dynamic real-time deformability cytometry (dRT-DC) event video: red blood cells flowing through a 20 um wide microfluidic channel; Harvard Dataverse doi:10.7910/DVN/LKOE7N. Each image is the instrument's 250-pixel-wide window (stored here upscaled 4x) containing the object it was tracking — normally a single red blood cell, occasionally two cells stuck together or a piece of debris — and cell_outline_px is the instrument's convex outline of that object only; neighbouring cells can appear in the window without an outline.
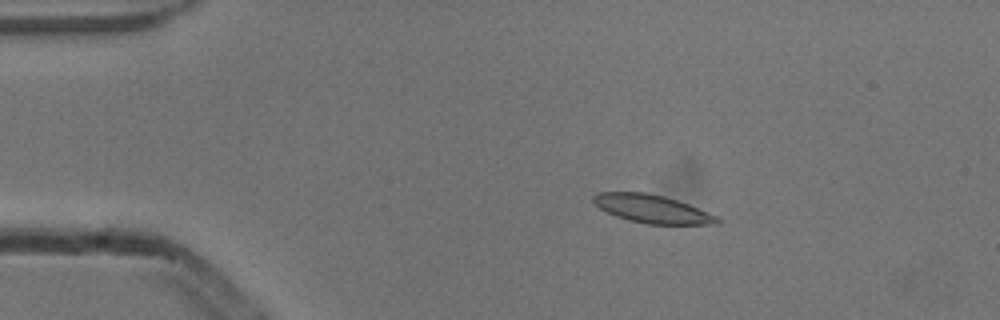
{"species": "common noctule bat (a hibernating species)", "species_latin": "Nyctalus noctula", "temperature_condition": "cold", "stored_images_in_passage": 4, "camera_frame_rate_fps": 3000, "um_per_image_px": 0.085, "animal": {"sex": "male", "body_mass_g": 13.3}, "frame": {"image": 1, "passage_image": 3, "time_ms": 0.667, "image_size_px": [1000, 320], "cell_outline_px": [[720, 224], [648, 224], [628, 220], [616, 216], [600, 208], [592, 200], [592, 196], [596, 192], [644, 192], [664, 196], [688, 204], [720, 216]], "centroid_in_image_um": [55.46, 17.75], "position_along_channel_um": 29.5, "area_um2": 20.35}}